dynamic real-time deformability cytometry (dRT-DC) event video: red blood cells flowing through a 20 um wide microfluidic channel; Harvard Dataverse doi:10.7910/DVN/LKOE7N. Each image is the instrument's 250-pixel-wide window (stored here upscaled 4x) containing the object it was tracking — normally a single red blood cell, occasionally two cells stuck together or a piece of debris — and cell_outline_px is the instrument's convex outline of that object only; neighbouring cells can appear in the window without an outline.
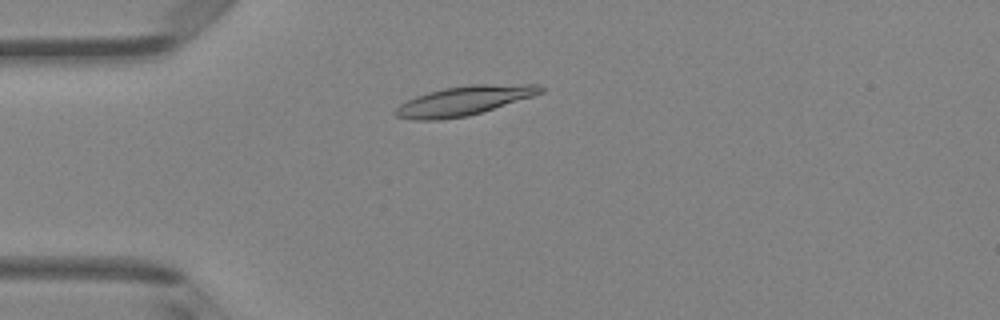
{"species": "Egyptian fruit bat (a non-hibernating species)", "species_latin": "Rousettus aegyptiacus", "temperature_condition": "room temperature", "stored_images_in_passage": 45, "camera_frame_rate_fps": 3000, "um_per_image_px": 0.085, "animal": {"sex": "female"}, "frame": {"image": 1, "passage_image": 10, "time_ms": 3.0, "image_size_px": [1000, 320], "cell_outline_px": [[544, 92], [532, 96], [468, 116], [440, 120], [412, 120], [396, 116], [392, 112], [400, 104], [416, 96], [428, 92], [444, 88], [472, 84], [540, 84], [544, 88]], "centroid_in_image_um": [39.42, 8.56], "position_along_channel_um": 45.6, "area_um2": 24.74}}
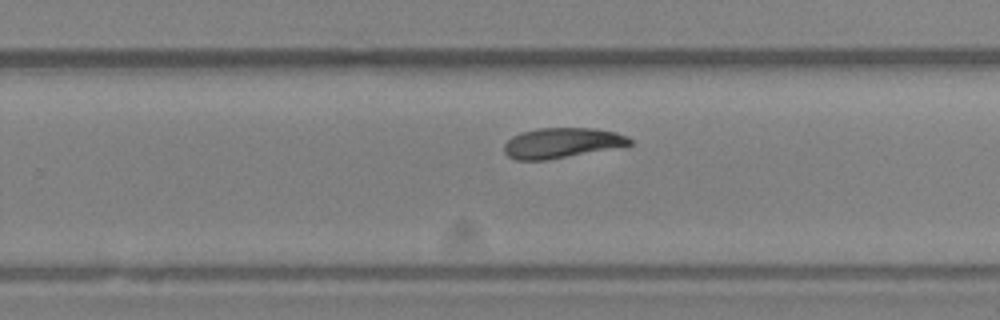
{"frame": {"image": 2, "passage_image": 28, "time_ms": 9.0, "image_size_px": [1000, 320], "cell_outline_px": [[632, 144], [548, 160], [516, 160], [508, 156], [504, 152], [504, 144], [512, 136], [524, 132], [540, 128], [596, 128], [616, 132], [628, 136], [632, 140]], "centroid_in_image_um": [47.74, 12.14], "position_along_channel_um": 282.1, "area_um2": 21.91}}
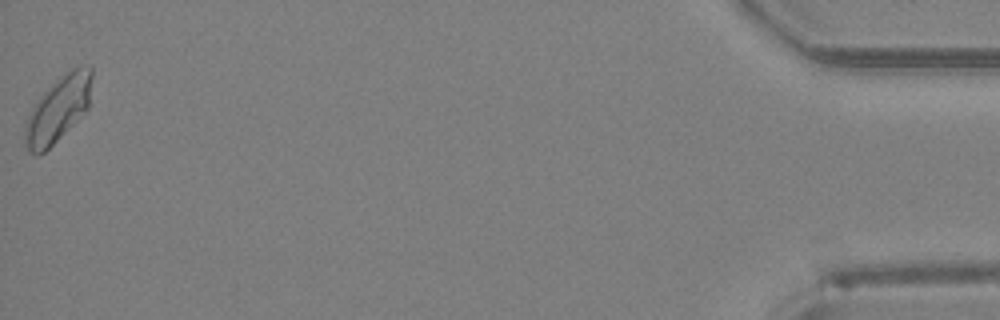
{"frame": {"image": 3, "passage_image": 45, "time_ms": 14.667, "image_size_px": [1000, 320], "cell_outline_px": [[92, 76], [88, 108], [44, 152], [36, 156], [28, 152], [24, 144], [24, 124], [32, 108], [40, 96], [60, 76], [72, 68], [80, 64], [92, 68]], "centroid_in_image_um": [4.91, 9.27], "position_along_channel_um": 430.3, "area_um2": 25.26}, "authors_computed_cell_mechanics": {"area_um2": 23.0622, "velocity_mm_per_s": 4.2792, "shape_relaxation_time_tau1_ms": 8.6097, "shape_relaxation_time_tau2_ms": null, "deformation_change_tau1": 0.1737, "deformation_change_tau2": null}}